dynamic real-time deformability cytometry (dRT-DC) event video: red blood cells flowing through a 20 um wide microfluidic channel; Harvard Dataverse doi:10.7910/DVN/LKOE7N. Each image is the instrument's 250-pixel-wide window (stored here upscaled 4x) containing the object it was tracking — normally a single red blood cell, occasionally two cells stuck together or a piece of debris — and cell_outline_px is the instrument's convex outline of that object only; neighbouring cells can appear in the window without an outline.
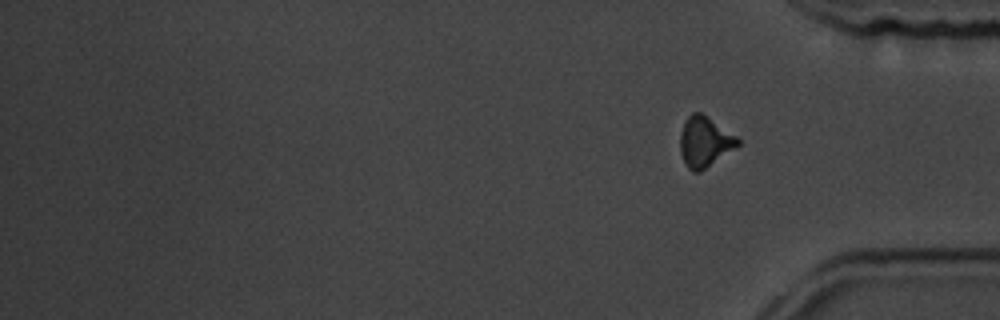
{"species": "common noctule bat (a hibernating species)", "species_latin": "Nyctalus noctula", "temperature_condition": "room temperature", "stored_images_in_passage": 16, "segment_of_instrument_passage": [2, 2], "camera_frame_rate_fps": 3000, "um_per_image_px": 0.085, "animal": {"sex": "male", "body_mass_g": 19.5, "forearm_length_mm": 54.6}, "frame": {"image": 1, "passage_image": 16, "time_ms": 19.0, "image_size_px": [1000, 320], "cell_outline_px": [[740, 144], [700, 172], [692, 172], [688, 168], [680, 152], [680, 132], [684, 120], [692, 112], [700, 112], [736, 136], [740, 140]], "centroid_in_image_um": [59.86, 12.05], "position_along_channel_um": 375.3, "area_um2": 16.7}}